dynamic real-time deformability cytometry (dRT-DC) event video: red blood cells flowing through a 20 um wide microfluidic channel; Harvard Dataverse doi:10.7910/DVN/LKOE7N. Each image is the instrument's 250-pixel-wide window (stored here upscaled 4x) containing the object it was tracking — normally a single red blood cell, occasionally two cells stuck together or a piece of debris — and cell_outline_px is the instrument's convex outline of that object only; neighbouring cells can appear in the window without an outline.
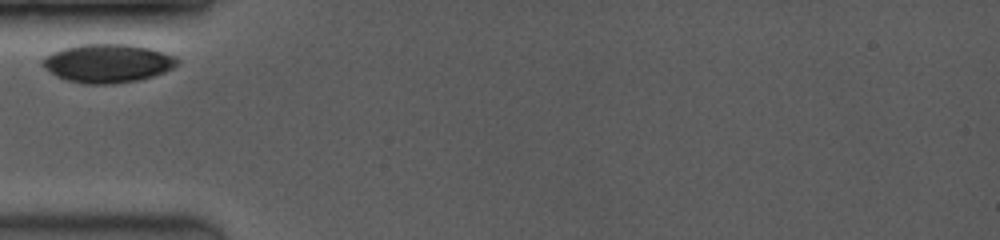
{"species": "common noctule bat (a hibernating species)", "species_latin": "Nyctalus noctula", "temperature_condition": "room temperature", "stored_images_in_passage": 5, "camera_frame_rate_fps": 3500, "um_per_image_px": 0.085, "animal": {"sex": "female", "body_mass_g": 19.0, "forearm_length_mm": 53.3}, "frame": {"image": 1, "passage_image": 1, "time_ms": 0.0, "image_size_px": [1000, 240], "cell_outline_px": [[180, 60], [172, 68], [164, 72], [152, 76], [136, 80], [108, 84], [88, 84], [68, 80], [56, 76], [44, 68], [40, 64], [40, 60], [44, 56], [52, 52], [64, 48], [80, 44], [128, 44], [148, 48], [176, 56]], "centroid_in_image_um": [9.11, 5.37], "position_along_channel_um": 75.9, "area_um2": 30.11}}
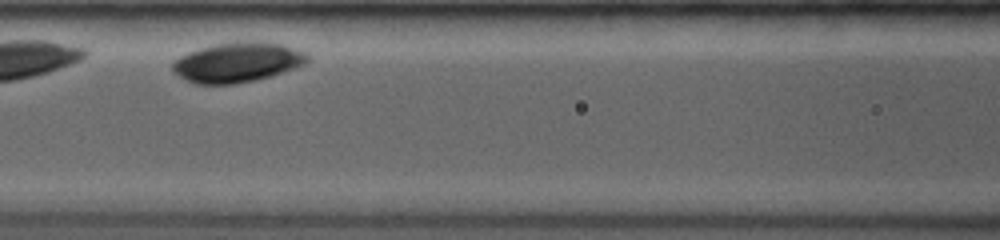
{"frame": {"image": 2, "passage_image": 3, "time_ms": 2.0, "image_size_px": [1000, 240], "cell_outline_px": [[308, 60], [304, 64], [296, 68], [256, 80], [236, 84], [196, 84], [180, 76], [172, 68], [172, 60], [188, 52], [200, 48], [216, 44], [240, 40], [252, 40], [280, 44], [296, 48], [308, 52]], "centroid_in_image_um": [20.2, 5.28], "position_along_channel_um": 146.4, "area_um2": 31.5}}
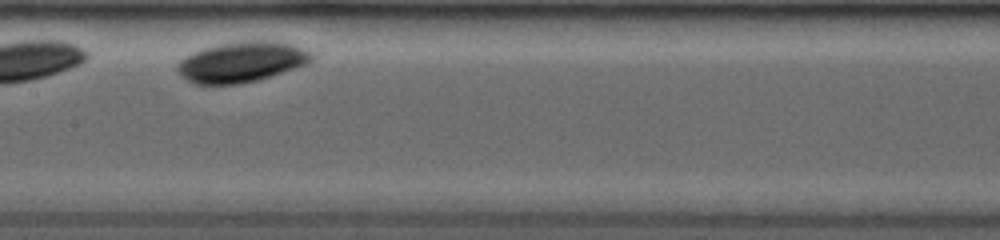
{"frame": {"image": 3, "passage_image": 4, "time_ms": 3.143, "image_size_px": [1000, 240], "cell_outline_px": [[312, 60], [308, 64], [296, 68], [256, 80], [236, 84], [192, 84], [176, 68], [176, 64], [184, 56], [204, 48], [220, 44], [244, 40], [268, 40], [292, 44], [304, 48], [312, 52]], "centroid_in_image_um": [20.56, 5.25], "position_along_channel_um": 186.8, "area_um2": 31.56}}